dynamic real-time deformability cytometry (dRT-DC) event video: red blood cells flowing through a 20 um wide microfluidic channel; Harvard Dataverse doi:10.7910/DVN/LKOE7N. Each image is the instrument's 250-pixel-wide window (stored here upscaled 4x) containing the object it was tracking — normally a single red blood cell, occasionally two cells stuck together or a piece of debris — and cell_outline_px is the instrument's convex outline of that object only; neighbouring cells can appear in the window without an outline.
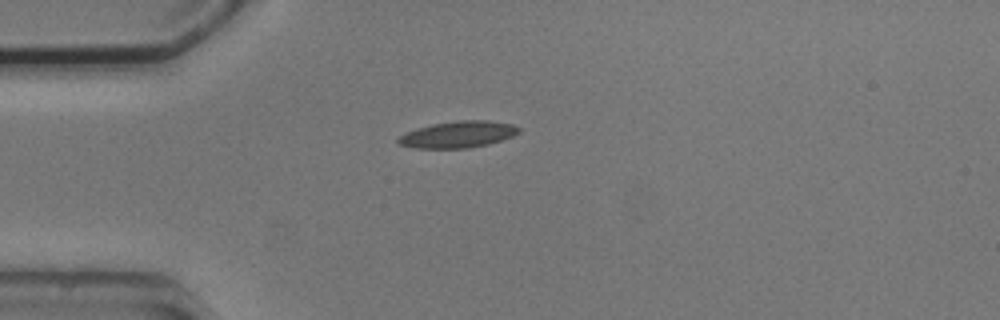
{"species": "common noctule bat (a hibernating species)", "species_latin": "Nyctalus noctula", "temperature_condition": "cold", "stored_images_in_passage": 1, "camera_frame_rate_fps": 3000, "um_per_image_px": 0.085, "animal": {"sex": "male", "body_mass_g": 20.5, "forearm_length_mm": 52.5}, "frame": {"image": 1, "passage_image": 1, "time_ms": 0.0, "image_size_px": [1000, 320], "cell_outline_px": [[520, 132], [512, 136], [488, 144], [468, 148], [416, 148], [400, 144], [396, 140], [400, 136], [416, 128], [432, 124], [456, 120], [488, 120], [512, 124], [520, 128]], "centroid_in_image_um": [38.95, 11.42], "position_along_channel_um": 46.1, "area_um2": 18.55}}